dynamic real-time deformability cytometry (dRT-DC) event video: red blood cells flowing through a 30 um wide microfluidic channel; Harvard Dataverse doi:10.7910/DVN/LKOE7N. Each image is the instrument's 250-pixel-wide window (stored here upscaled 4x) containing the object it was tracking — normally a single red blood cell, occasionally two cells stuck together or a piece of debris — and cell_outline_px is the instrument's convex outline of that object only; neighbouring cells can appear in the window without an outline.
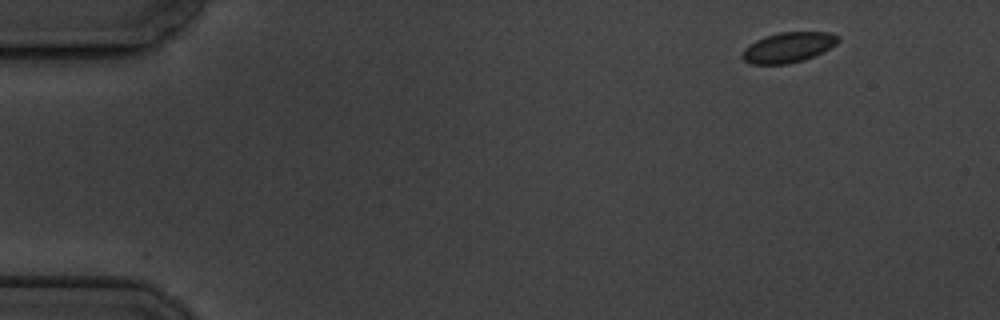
{"species": "common noctule bat (a hibernating species)", "species_latin": "Nyctalus noctula", "temperature_condition": "cold", "stored_images_in_passage": 5, "camera_frame_rate_fps": 3000, "um_per_image_px": 0.085, "animal": {"sex": "male", "body_mass_g": 19.5, "forearm_length_mm": 54.6}, "frame": {"image": 1, "passage_image": 1, "time_ms": 0.0, "image_size_px": [1000, 320], "cell_outline_px": [[840, 40], [836, 44], [804, 60], [788, 64], [752, 64], [744, 60], [740, 56], [744, 48], [748, 44], [764, 36], [780, 32], [828, 32], [840, 36]], "centroid_in_image_um": [66.96, 4.02], "position_along_channel_um": 18.0, "area_um2": 16.88}}
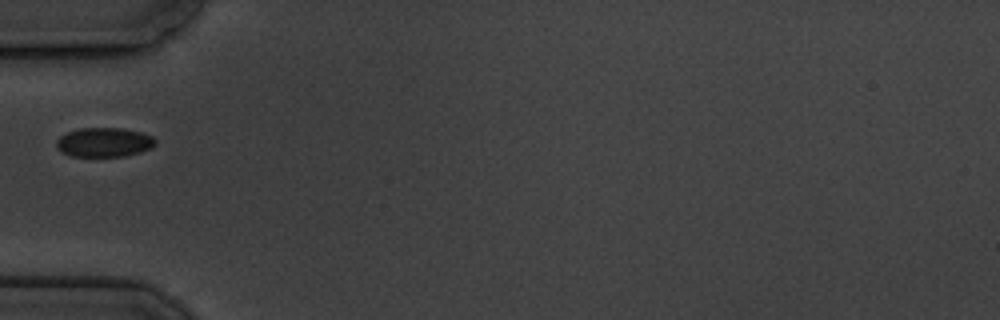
{"frame": {"image": 2, "passage_image": 5, "time_ms": 4.667, "image_size_px": [1000, 320], "cell_outline_px": [[156, 144], [152, 148], [140, 152], [124, 156], [72, 156], [60, 152], [56, 144], [56, 140], [60, 136], [68, 132], [80, 128], [120, 128], [140, 132], [152, 136], [156, 140]], "centroid_in_image_um": [8.85, 12.09], "position_along_channel_um": 76.1, "area_um2": 16.88}}